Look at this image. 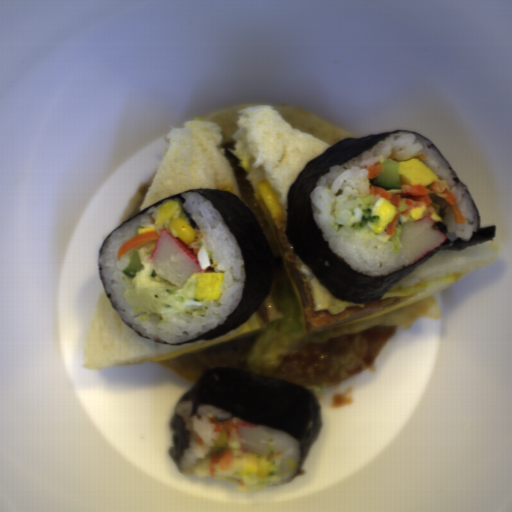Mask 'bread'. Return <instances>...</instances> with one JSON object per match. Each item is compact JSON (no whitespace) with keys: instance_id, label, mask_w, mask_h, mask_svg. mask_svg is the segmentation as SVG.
I'll use <instances>...</instances> for the list:
<instances>
[{"instance_id":"obj_2","label":"bread","mask_w":512,"mask_h":512,"mask_svg":"<svg viewBox=\"0 0 512 512\" xmlns=\"http://www.w3.org/2000/svg\"><path fill=\"white\" fill-rule=\"evenodd\" d=\"M330 144L295 128L270 105L243 109L234 133L233 156L254 160L287 210L289 190L309 160Z\"/></svg>"},{"instance_id":"obj_4","label":"bread","mask_w":512,"mask_h":512,"mask_svg":"<svg viewBox=\"0 0 512 512\" xmlns=\"http://www.w3.org/2000/svg\"><path fill=\"white\" fill-rule=\"evenodd\" d=\"M257 106L272 107L294 128L309 133L331 146L347 138H356L325 119L290 105L248 102L225 107L197 120H212L218 125L224 139L223 144L235 142V133L243 110Z\"/></svg>"},{"instance_id":"obj_3","label":"bread","mask_w":512,"mask_h":512,"mask_svg":"<svg viewBox=\"0 0 512 512\" xmlns=\"http://www.w3.org/2000/svg\"><path fill=\"white\" fill-rule=\"evenodd\" d=\"M195 342L173 345L151 341L121 319L103 283L88 323L81 366L97 370L143 361Z\"/></svg>"},{"instance_id":"obj_6","label":"bread","mask_w":512,"mask_h":512,"mask_svg":"<svg viewBox=\"0 0 512 512\" xmlns=\"http://www.w3.org/2000/svg\"><path fill=\"white\" fill-rule=\"evenodd\" d=\"M156 172H157V170L145 182H143L139 187H137L134 190V192L124 210V213L122 215V218L120 220L118 227L121 224H123L124 222H126L127 220H129L130 218H132L133 216H135L136 214H138V212L144 202V199L147 195V192L150 188V185L154 179Z\"/></svg>"},{"instance_id":"obj_5","label":"bread","mask_w":512,"mask_h":512,"mask_svg":"<svg viewBox=\"0 0 512 512\" xmlns=\"http://www.w3.org/2000/svg\"><path fill=\"white\" fill-rule=\"evenodd\" d=\"M501 257L495 241L468 246L464 250H439L394 287H407L464 274Z\"/></svg>"},{"instance_id":"obj_1","label":"bread","mask_w":512,"mask_h":512,"mask_svg":"<svg viewBox=\"0 0 512 512\" xmlns=\"http://www.w3.org/2000/svg\"><path fill=\"white\" fill-rule=\"evenodd\" d=\"M168 143L137 212L191 189L233 192L240 185L229 165L223 133L212 119H191L170 127Z\"/></svg>"}]
</instances>
